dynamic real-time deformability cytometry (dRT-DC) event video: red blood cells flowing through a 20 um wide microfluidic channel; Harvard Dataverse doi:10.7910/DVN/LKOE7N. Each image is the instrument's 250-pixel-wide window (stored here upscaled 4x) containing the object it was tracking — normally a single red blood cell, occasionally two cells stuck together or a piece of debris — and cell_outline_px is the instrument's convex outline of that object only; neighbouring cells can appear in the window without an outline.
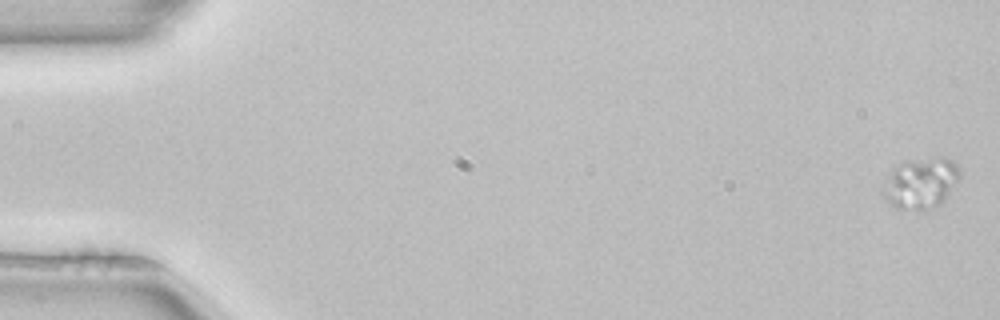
{"species": "common noctule bat (a hibernating species)", "species_latin": "Nyctalus noctula", "temperature_condition": "room temperature", "stored_images_in_passage": 5, "segment_of_instrument_passage": [2, 2], "camera_frame_rate_fps": 3000, "um_per_image_px": 0.085, "animal": {"sex": "female", "body_mass_g": 22.7, "forearm_length_mm": 54.2}, "frame": {"image": 1, "passage_image": 5, "time_ms": 1.333, "image_size_px": [1000, 320], "cell_outline_px": [[960, 176], [944, 200], [936, 208], [924, 212], [916, 212], [896, 208], [884, 200], [880, 196], [880, 192], [892, 172], [896, 168], [908, 164], [940, 156], [944, 156], [952, 160], [960, 168]], "centroid_in_image_um": [78.29, 15.67], "position_along_channel_um": 6.7, "area_um2": 22.54}}